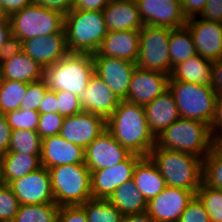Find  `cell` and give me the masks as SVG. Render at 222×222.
<instances>
[{
    "label": "cell",
    "mask_w": 222,
    "mask_h": 222,
    "mask_svg": "<svg viewBox=\"0 0 222 222\" xmlns=\"http://www.w3.org/2000/svg\"><path fill=\"white\" fill-rule=\"evenodd\" d=\"M106 128L131 154L149 156L156 145V137L149 129L145 108L142 105L121 100L106 120Z\"/></svg>",
    "instance_id": "6da1fadb"
},
{
    "label": "cell",
    "mask_w": 222,
    "mask_h": 222,
    "mask_svg": "<svg viewBox=\"0 0 222 222\" xmlns=\"http://www.w3.org/2000/svg\"><path fill=\"white\" fill-rule=\"evenodd\" d=\"M149 157L156 164L168 187L190 190L196 194L202 184V158L156 145Z\"/></svg>",
    "instance_id": "7a4b0ae2"
},
{
    "label": "cell",
    "mask_w": 222,
    "mask_h": 222,
    "mask_svg": "<svg viewBox=\"0 0 222 222\" xmlns=\"http://www.w3.org/2000/svg\"><path fill=\"white\" fill-rule=\"evenodd\" d=\"M156 146L204 159L213 147L210 126L199 120L180 117L156 136Z\"/></svg>",
    "instance_id": "3957f363"
},
{
    "label": "cell",
    "mask_w": 222,
    "mask_h": 222,
    "mask_svg": "<svg viewBox=\"0 0 222 222\" xmlns=\"http://www.w3.org/2000/svg\"><path fill=\"white\" fill-rule=\"evenodd\" d=\"M64 31L70 53L94 54L108 29L102 11L72 9L64 16Z\"/></svg>",
    "instance_id": "277c9868"
},
{
    "label": "cell",
    "mask_w": 222,
    "mask_h": 222,
    "mask_svg": "<svg viewBox=\"0 0 222 222\" xmlns=\"http://www.w3.org/2000/svg\"><path fill=\"white\" fill-rule=\"evenodd\" d=\"M94 74L92 54L68 53L57 63L43 68V80L52 91H68L80 96Z\"/></svg>",
    "instance_id": "5b68a950"
},
{
    "label": "cell",
    "mask_w": 222,
    "mask_h": 222,
    "mask_svg": "<svg viewBox=\"0 0 222 222\" xmlns=\"http://www.w3.org/2000/svg\"><path fill=\"white\" fill-rule=\"evenodd\" d=\"M48 171L57 205H82L92 198L91 172L85 164L59 165Z\"/></svg>",
    "instance_id": "8992f818"
},
{
    "label": "cell",
    "mask_w": 222,
    "mask_h": 222,
    "mask_svg": "<svg viewBox=\"0 0 222 222\" xmlns=\"http://www.w3.org/2000/svg\"><path fill=\"white\" fill-rule=\"evenodd\" d=\"M14 45L34 37L65 33L64 15L32 3L9 16Z\"/></svg>",
    "instance_id": "52a82bcc"
},
{
    "label": "cell",
    "mask_w": 222,
    "mask_h": 222,
    "mask_svg": "<svg viewBox=\"0 0 222 222\" xmlns=\"http://www.w3.org/2000/svg\"><path fill=\"white\" fill-rule=\"evenodd\" d=\"M168 89L175 99L181 118L199 120L210 126L218 96L212 86L168 81Z\"/></svg>",
    "instance_id": "ba28073f"
},
{
    "label": "cell",
    "mask_w": 222,
    "mask_h": 222,
    "mask_svg": "<svg viewBox=\"0 0 222 222\" xmlns=\"http://www.w3.org/2000/svg\"><path fill=\"white\" fill-rule=\"evenodd\" d=\"M169 38V28L144 25L140 30L136 67L142 70L159 71L170 76Z\"/></svg>",
    "instance_id": "9c48e42d"
},
{
    "label": "cell",
    "mask_w": 222,
    "mask_h": 222,
    "mask_svg": "<svg viewBox=\"0 0 222 222\" xmlns=\"http://www.w3.org/2000/svg\"><path fill=\"white\" fill-rule=\"evenodd\" d=\"M94 73L114 92L117 98L126 100L131 75L136 68L135 63L121 59L92 54Z\"/></svg>",
    "instance_id": "30bf717a"
},
{
    "label": "cell",
    "mask_w": 222,
    "mask_h": 222,
    "mask_svg": "<svg viewBox=\"0 0 222 222\" xmlns=\"http://www.w3.org/2000/svg\"><path fill=\"white\" fill-rule=\"evenodd\" d=\"M8 186L20 205L55 203L49 171L45 167L11 181Z\"/></svg>",
    "instance_id": "8fae6325"
},
{
    "label": "cell",
    "mask_w": 222,
    "mask_h": 222,
    "mask_svg": "<svg viewBox=\"0 0 222 222\" xmlns=\"http://www.w3.org/2000/svg\"><path fill=\"white\" fill-rule=\"evenodd\" d=\"M141 158L131 154L125 161L110 168L90 171L92 198L109 199L117 187L133 178L135 166Z\"/></svg>",
    "instance_id": "7c38bea8"
},
{
    "label": "cell",
    "mask_w": 222,
    "mask_h": 222,
    "mask_svg": "<svg viewBox=\"0 0 222 222\" xmlns=\"http://www.w3.org/2000/svg\"><path fill=\"white\" fill-rule=\"evenodd\" d=\"M144 25L179 28L186 25L180 0H135Z\"/></svg>",
    "instance_id": "4fadbf2b"
},
{
    "label": "cell",
    "mask_w": 222,
    "mask_h": 222,
    "mask_svg": "<svg viewBox=\"0 0 222 222\" xmlns=\"http://www.w3.org/2000/svg\"><path fill=\"white\" fill-rule=\"evenodd\" d=\"M106 129L105 118L82 111L76 115L64 117L59 135L85 149Z\"/></svg>",
    "instance_id": "5bb4252c"
},
{
    "label": "cell",
    "mask_w": 222,
    "mask_h": 222,
    "mask_svg": "<svg viewBox=\"0 0 222 222\" xmlns=\"http://www.w3.org/2000/svg\"><path fill=\"white\" fill-rule=\"evenodd\" d=\"M196 194L190 190L166 187L147 202V213L155 222H178L183 211Z\"/></svg>",
    "instance_id": "9a60e30c"
},
{
    "label": "cell",
    "mask_w": 222,
    "mask_h": 222,
    "mask_svg": "<svg viewBox=\"0 0 222 222\" xmlns=\"http://www.w3.org/2000/svg\"><path fill=\"white\" fill-rule=\"evenodd\" d=\"M131 153L107 130L85 148L84 163L90 171L110 168L125 161Z\"/></svg>",
    "instance_id": "2e32d148"
},
{
    "label": "cell",
    "mask_w": 222,
    "mask_h": 222,
    "mask_svg": "<svg viewBox=\"0 0 222 222\" xmlns=\"http://www.w3.org/2000/svg\"><path fill=\"white\" fill-rule=\"evenodd\" d=\"M192 36L197 54L210 61L222 57V24L191 17L185 25Z\"/></svg>",
    "instance_id": "e0dca14e"
},
{
    "label": "cell",
    "mask_w": 222,
    "mask_h": 222,
    "mask_svg": "<svg viewBox=\"0 0 222 222\" xmlns=\"http://www.w3.org/2000/svg\"><path fill=\"white\" fill-rule=\"evenodd\" d=\"M18 47L42 68L57 63L69 53L65 33L23 40Z\"/></svg>",
    "instance_id": "ac0fdd59"
},
{
    "label": "cell",
    "mask_w": 222,
    "mask_h": 222,
    "mask_svg": "<svg viewBox=\"0 0 222 222\" xmlns=\"http://www.w3.org/2000/svg\"><path fill=\"white\" fill-rule=\"evenodd\" d=\"M169 75L135 68L131 78L127 101L145 106L168 89Z\"/></svg>",
    "instance_id": "d6986e66"
},
{
    "label": "cell",
    "mask_w": 222,
    "mask_h": 222,
    "mask_svg": "<svg viewBox=\"0 0 222 222\" xmlns=\"http://www.w3.org/2000/svg\"><path fill=\"white\" fill-rule=\"evenodd\" d=\"M85 149L70 143L62 136L53 135L41 139V166L47 169L70 164H85Z\"/></svg>",
    "instance_id": "ffe728a7"
},
{
    "label": "cell",
    "mask_w": 222,
    "mask_h": 222,
    "mask_svg": "<svg viewBox=\"0 0 222 222\" xmlns=\"http://www.w3.org/2000/svg\"><path fill=\"white\" fill-rule=\"evenodd\" d=\"M2 79L32 83L43 79V68L13 45L0 59Z\"/></svg>",
    "instance_id": "44dd1931"
},
{
    "label": "cell",
    "mask_w": 222,
    "mask_h": 222,
    "mask_svg": "<svg viewBox=\"0 0 222 222\" xmlns=\"http://www.w3.org/2000/svg\"><path fill=\"white\" fill-rule=\"evenodd\" d=\"M83 111L99 115L106 120L112 115L120 103L114 92L94 73L88 85L79 96Z\"/></svg>",
    "instance_id": "7402d4cb"
},
{
    "label": "cell",
    "mask_w": 222,
    "mask_h": 222,
    "mask_svg": "<svg viewBox=\"0 0 222 222\" xmlns=\"http://www.w3.org/2000/svg\"><path fill=\"white\" fill-rule=\"evenodd\" d=\"M140 30L108 31L94 54L121 58L136 63L139 53Z\"/></svg>",
    "instance_id": "603a6c76"
},
{
    "label": "cell",
    "mask_w": 222,
    "mask_h": 222,
    "mask_svg": "<svg viewBox=\"0 0 222 222\" xmlns=\"http://www.w3.org/2000/svg\"><path fill=\"white\" fill-rule=\"evenodd\" d=\"M102 12L108 31L141 30L144 26L135 0L110 1Z\"/></svg>",
    "instance_id": "cb8c5ba5"
},
{
    "label": "cell",
    "mask_w": 222,
    "mask_h": 222,
    "mask_svg": "<svg viewBox=\"0 0 222 222\" xmlns=\"http://www.w3.org/2000/svg\"><path fill=\"white\" fill-rule=\"evenodd\" d=\"M149 129L158 136L180 118L178 106L169 89L144 106Z\"/></svg>",
    "instance_id": "d4e9b609"
},
{
    "label": "cell",
    "mask_w": 222,
    "mask_h": 222,
    "mask_svg": "<svg viewBox=\"0 0 222 222\" xmlns=\"http://www.w3.org/2000/svg\"><path fill=\"white\" fill-rule=\"evenodd\" d=\"M132 180L147 202L167 187L165 179L149 156L142 157L137 162Z\"/></svg>",
    "instance_id": "484cf974"
},
{
    "label": "cell",
    "mask_w": 222,
    "mask_h": 222,
    "mask_svg": "<svg viewBox=\"0 0 222 222\" xmlns=\"http://www.w3.org/2000/svg\"><path fill=\"white\" fill-rule=\"evenodd\" d=\"M212 65V61L197 54L175 65L168 81H183L212 86Z\"/></svg>",
    "instance_id": "4316f807"
},
{
    "label": "cell",
    "mask_w": 222,
    "mask_h": 222,
    "mask_svg": "<svg viewBox=\"0 0 222 222\" xmlns=\"http://www.w3.org/2000/svg\"><path fill=\"white\" fill-rule=\"evenodd\" d=\"M41 166L40 156L24 153L2 154L1 183L9 184L11 181L38 170Z\"/></svg>",
    "instance_id": "83f0119b"
},
{
    "label": "cell",
    "mask_w": 222,
    "mask_h": 222,
    "mask_svg": "<svg viewBox=\"0 0 222 222\" xmlns=\"http://www.w3.org/2000/svg\"><path fill=\"white\" fill-rule=\"evenodd\" d=\"M108 200L124 216L147 211V201L132 179L117 187Z\"/></svg>",
    "instance_id": "f1b7e54d"
},
{
    "label": "cell",
    "mask_w": 222,
    "mask_h": 222,
    "mask_svg": "<svg viewBox=\"0 0 222 222\" xmlns=\"http://www.w3.org/2000/svg\"><path fill=\"white\" fill-rule=\"evenodd\" d=\"M169 54L171 71L175 65L197 55L191 33L186 26L170 29Z\"/></svg>",
    "instance_id": "f546056e"
},
{
    "label": "cell",
    "mask_w": 222,
    "mask_h": 222,
    "mask_svg": "<svg viewBox=\"0 0 222 222\" xmlns=\"http://www.w3.org/2000/svg\"><path fill=\"white\" fill-rule=\"evenodd\" d=\"M61 210L56 203L20 205L12 222H59Z\"/></svg>",
    "instance_id": "4dcf8cb0"
},
{
    "label": "cell",
    "mask_w": 222,
    "mask_h": 222,
    "mask_svg": "<svg viewBox=\"0 0 222 222\" xmlns=\"http://www.w3.org/2000/svg\"><path fill=\"white\" fill-rule=\"evenodd\" d=\"M87 222H122L124 215L108 199L91 198L81 205Z\"/></svg>",
    "instance_id": "1f68e13d"
},
{
    "label": "cell",
    "mask_w": 222,
    "mask_h": 222,
    "mask_svg": "<svg viewBox=\"0 0 222 222\" xmlns=\"http://www.w3.org/2000/svg\"><path fill=\"white\" fill-rule=\"evenodd\" d=\"M27 91V83L2 79L0 85V114L20 108Z\"/></svg>",
    "instance_id": "d6a6232c"
},
{
    "label": "cell",
    "mask_w": 222,
    "mask_h": 222,
    "mask_svg": "<svg viewBox=\"0 0 222 222\" xmlns=\"http://www.w3.org/2000/svg\"><path fill=\"white\" fill-rule=\"evenodd\" d=\"M7 153L41 156V138L39 134L33 130H12Z\"/></svg>",
    "instance_id": "836d02e7"
},
{
    "label": "cell",
    "mask_w": 222,
    "mask_h": 222,
    "mask_svg": "<svg viewBox=\"0 0 222 222\" xmlns=\"http://www.w3.org/2000/svg\"><path fill=\"white\" fill-rule=\"evenodd\" d=\"M202 183L212 188H222V144H213L203 159Z\"/></svg>",
    "instance_id": "e575fe53"
},
{
    "label": "cell",
    "mask_w": 222,
    "mask_h": 222,
    "mask_svg": "<svg viewBox=\"0 0 222 222\" xmlns=\"http://www.w3.org/2000/svg\"><path fill=\"white\" fill-rule=\"evenodd\" d=\"M196 196L202 202L211 222H222V192L220 189L201 184Z\"/></svg>",
    "instance_id": "d590c367"
},
{
    "label": "cell",
    "mask_w": 222,
    "mask_h": 222,
    "mask_svg": "<svg viewBox=\"0 0 222 222\" xmlns=\"http://www.w3.org/2000/svg\"><path fill=\"white\" fill-rule=\"evenodd\" d=\"M7 123L12 130H33L36 131L39 123L40 113L38 111L19 108L4 114Z\"/></svg>",
    "instance_id": "8d00e7d4"
},
{
    "label": "cell",
    "mask_w": 222,
    "mask_h": 222,
    "mask_svg": "<svg viewBox=\"0 0 222 222\" xmlns=\"http://www.w3.org/2000/svg\"><path fill=\"white\" fill-rule=\"evenodd\" d=\"M20 203L7 184L0 183V222H12Z\"/></svg>",
    "instance_id": "74e56055"
},
{
    "label": "cell",
    "mask_w": 222,
    "mask_h": 222,
    "mask_svg": "<svg viewBox=\"0 0 222 222\" xmlns=\"http://www.w3.org/2000/svg\"><path fill=\"white\" fill-rule=\"evenodd\" d=\"M48 90V86L46 85L43 79L27 83V91L22 100L20 108L32 111H38L41 101Z\"/></svg>",
    "instance_id": "f35d334b"
},
{
    "label": "cell",
    "mask_w": 222,
    "mask_h": 222,
    "mask_svg": "<svg viewBox=\"0 0 222 222\" xmlns=\"http://www.w3.org/2000/svg\"><path fill=\"white\" fill-rule=\"evenodd\" d=\"M57 98V113L63 117L76 115L83 111L79 96H76L68 91H55Z\"/></svg>",
    "instance_id": "ab89813d"
},
{
    "label": "cell",
    "mask_w": 222,
    "mask_h": 222,
    "mask_svg": "<svg viewBox=\"0 0 222 222\" xmlns=\"http://www.w3.org/2000/svg\"><path fill=\"white\" fill-rule=\"evenodd\" d=\"M64 117L59 113H43L39 116L37 133L43 139L60 133Z\"/></svg>",
    "instance_id": "60d3db41"
},
{
    "label": "cell",
    "mask_w": 222,
    "mask_h": 222,
    "mask_svg": "<svg viewBox=\"0 0 222 222\" xmlns=\"http://www.w3.org/2000/svg\"><path fill=\"white\" fill-rule=\"evenodd\" d=\"M178 222H211L200 199L195 195L189 202Z\"/></svg>",
    "instance_id": "b9f144b4"
},
{
    "label": "cell",
    "mask_w": 222,
    "mask_h": 222,
    "mask_svg": "<svg viewBox=\"0 0 222 222\" xmlns=\"http://www.w3.org/2000/svg\"><path fill=\"white\" fill-rule=\"evenodd\" d=\"M210 134L213 144H222V95L218 94L214 116L210 123Z\"/></svg>",
    "instance_id": "7bdbcfd3"
},
{
    "label": "cell",
    "mask_w": 222,
    "mask_h": 222,
    "mask_svg": "<svg viewBox=\"0 0 222 222\" xmlns=\"http://www.w3.org/2000/svg\"><path fill=\"white\" fill-rule=\"evenodd\" d=\"M198 17L209 22L222 24V0H207L203 11Z\"/></svg>",
    "instance_id": "ee69618b"
},
{
    "label": "cell",
    "mask_w": 222,
    "mask_h": 222,
    "mask_svg": "<svg viewBox=\"0 0 222 222\" xmlns=\"http://www.w3.org/2000/svg\"><path fill=\"white\" fill-rule=\"evenodd\" d=\"M59 222H87L84 208L81 205L62 206Z\"/></svg>",
    "instance_id": "f6af8a7d"
},
{
    "label": "cell",
    "mask_w": 222,
    "mask_h": 222,
    "mask_svg": "<svg viewBox=\"0 0 222 222\" xmlns=\"http://www.w3.org/2000/svg\"><path fill=\"white\" fill-rule=\"evenodd\" d=\"M43 8L56 11L66 16L73 9V0H33Z\"/></svg>",
    "instance_id": "bcb514c9"
},
{
    "label": "cell",
    "mask_w": 222,
    "mask_h": 222,
    "mask_svg": "<svg viewBox=\"0 0 222 222\" xmlns=\"http://www.w3.org/2000/svg\"><path fill=\"white\" fill-rule=\"evenodd\" d=\"M13 45L10 20H0V59Z\"/></svg>",
    "instance_id": "7dc6e473"
},
{
    "label": "cell",
    "mask_w": 222,
    "mask_h": 222,
    "mask_svg": "<svg viewBox=\"0 0 222 222\" xmlns=\"http://www.w3.org/2000/svg\"><path fill=\"white\" fill-rule=\"evenodd\" d=\"M183 15L188 19L197 17L204 9L207 0H180Z\"/></svg>",
    "instance_id": "c3c4849f"
},
{
    "label": "cell",
    "mask_w": 222,
    "mask_h": 222,
    "mask_svg": "<svg viewBox=\"0 0 222 222\" xmlns=\"http://www.w3.org/2000/svg\"><path fill=\"white\" fill-rule=\"evenodd\" d=\"M11 127L3 114H0V153H7L11 139Z\"/></svg>",
    "instance_id": "681fc988"
},
{
    "label": "cell",
    "mask_w": 222,
    "mask_h": 222,
    "mask_svg": "<svg viewBox=\"0 0 222 222\" xmlns=\"http://www.w3.org/2000/svg\"><path fill=\"white\" fill-rule=\"evenodd\" d=\"M109 2V0H73V9L102 11Z\"/></svg>",
    "instance_id": "f907efd6"
},
{
    "label": "cell",
    "mask_w": 222,
    "mask_h": 222,
    "mask_svg": "<svg viewBox=\"0 0 222 222\" xmlns=\"http://www.w3.org/2000/svg\"><path fill=\"white\" fill-rule=\"evenodd\" d=\"M57 98L55 91L48 89L40 103L38 112L43 113H57Z\"/></svg>",
    "instance_id": "816d5d0a"
},
{
    "label": "cell",
    "mask_w": 222,
    "mask_h": 222,
    "mask_svg": "<svg viewBox=\"0 0 222 222\" xmlns=\"http://www.w3.org/2000/svg\"><path fill=\"white\" fill-rule=\"evenodd\" d=\"M212 88L217 92V94L222 95V57L213 61Z\"/></svg>",
    "instance_id": "f5cc1de1"
},
{
    "label": "cell",
    "mask_w": 222,
    "mask_h": 222,
    "mask_svg": "<svg viewBox=\"0 0 222 222\" xmlns=\"http://www.w3.org/2000/svg\"><path fill=\"white\" fill-rule=\"evenodd\" d=\"M7 16L22 10L24 7L33 3V0H0Z\"/></svg>",
    "instance_id": "db71d44e"
},
{
    "label": "cell",
    "mask_w": 222,
    "mask_h": 222,
    "mask_svg": "<svg viewBox=\"0 0 222 222\" xmlns=\"http://www.w3.org/2000/svg\"><path fill=\"white\" fill-rule=\"evenodd\" d=\"M122 222H155L147 212L125 215Z\"/></svg>",
    "instance_id": "11a10c76"
},
{
    "label": "cell",
    "mask_w": 222,
    "mask_h": 222,
    "mask_svg": "<svg viewBox=\"0 0 222 222\" xmlns=\"http://www.w3.org/2000/svg\"><path fill=\"white\" fill-rule=\"evenodd\" d=\"M4 19H9V17L7 16V14L0 2V20H4Z\"/></svg>",
    "instance_id": "9f6ffc18"
},
{
    "label": "cell",
    "mask_w": 222,
    "mask_h": 222,
    "mask_svg": "<svg viewBox=\"0 0 222 222\" xmlns=\"http://www.w3.org/2000/svg\"><path fill=\"white\" fill-rule=\"evenodd\" d=\"M1 170H2V154L0 153V183H1Z\"/></svg>",
    "instance_id": "6f0895ef"
},
{
    "label": "cell",
    "mask_w": 222,
    "mask_h": 222,
    "mask_svg": "<svg viewBox=\"0 0 222 222\" xmlns=\"http://www.w3.org/2000/svg\"><path fill=\"white\" fill-rule=\"evenodd\" d=\"M1 81H2V76H1V72H0V85H1Z\"/></svg>",
    "instance_id": "680465c9"
}]
</instances>
